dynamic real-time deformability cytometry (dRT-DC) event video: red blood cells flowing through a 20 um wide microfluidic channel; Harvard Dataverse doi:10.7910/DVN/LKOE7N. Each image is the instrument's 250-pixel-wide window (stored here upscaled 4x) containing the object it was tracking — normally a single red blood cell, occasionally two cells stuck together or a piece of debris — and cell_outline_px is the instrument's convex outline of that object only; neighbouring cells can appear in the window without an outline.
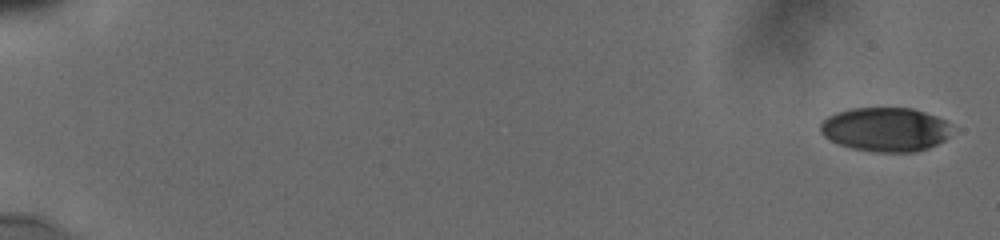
{"species": "human", "species_latin": "Homo sapiens", "temperature_condition": "cold", "stored_images_in_passage": 47, "camera_frame_rate_fps": 3000, "um_per_image_px": 0.085, "donor": {"sex": "male"}, "frame": {"image": 1, "passage_image": 1, "time_ms": 0.0, "image_size_px": [1000, 240], "cell_outline_px": [[948, 136], [944, 140], [928, 148], [916, 152], [876, 152], [852, 148], [840, 144], [824, 136], [820, 132], [820, 124], [828, 116], [836, 112], [852, 108], [912, 108], [936, 116], [944, 120], [948, 124]], "centroid_in_image_um": [75.23, 11.0], "position_along_channel_um": 9.8, "area_um2": 33.47}}
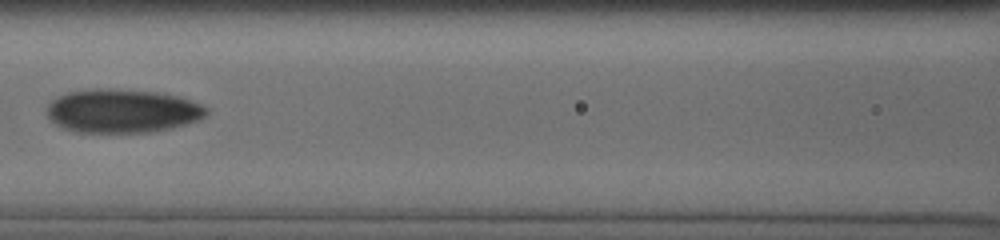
{"frame": {"image": 2, "passage_image": 32, "time_ms": 9.0, "image_size_px": [1000, 240], "cell_outline_px": [[208, 112], [200, 120], [172, 128], [152, 132], [76, 132], [64, 128], [56, 124], [48, 116], [48, 104], [52, 100], [68, 92], [96, 88], [108, 88], [156, 92], [176, 96], [200, 104], [208, 108]], "centroid_in_image_um": [10.41, 9.43], "position_along_channel_um": 156.2, "area_um2": 40.4}}
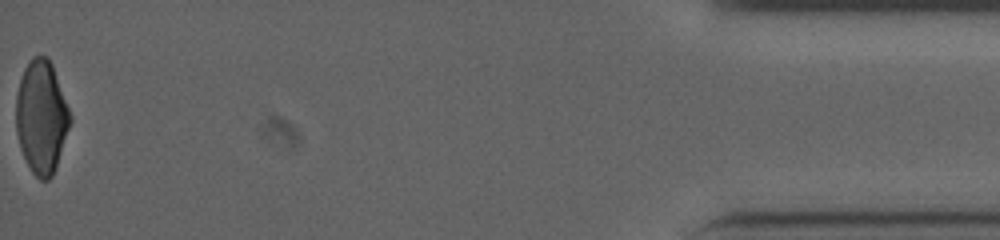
{"frame": {"image": 3, "passage_image": 47, "time_ms": 18.333, "image_size_px": [1000, 240], "cell_outline_px": [[72, 120], [52, 176], [48, 180], [40, 180], [32, 172], [20, 148], [16, 132], [16, 96], [20, 80], [24, 68], [32, 56], [44, 56], [52, 64], [72, 116]], "centroid_in_image_um": [3.52, 9.94], "position_along_channel_um": 431.7, "area_um2": 35.43}, "authors_computed_cell_mechanics": {"area_um2": 37.2232, "velocity_mm_per_s": 3.8398, "shape_relaxation_time_tau1_ms": 8.2497, "shape_relaxation_time_tau2_ms": 3.8489, "deformation_change_tau1": 0.1816, "deformation_change_tau2": 0.1042}}